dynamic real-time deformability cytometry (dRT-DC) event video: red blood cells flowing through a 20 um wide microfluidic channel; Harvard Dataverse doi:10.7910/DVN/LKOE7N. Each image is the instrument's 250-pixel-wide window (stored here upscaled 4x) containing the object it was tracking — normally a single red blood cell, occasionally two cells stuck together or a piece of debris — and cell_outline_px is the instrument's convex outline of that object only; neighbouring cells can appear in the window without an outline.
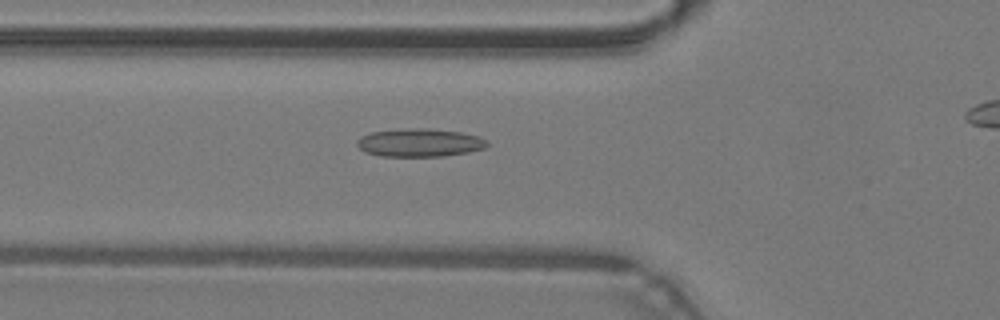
{"species": "common noctule bat (a hibernating species)", "species_latin": "Nyctalus noctula", "temperature_condition": "warm", "stored_images_in_passage": 39, "camera_frame_rate_fps": 3000, "um_per_image_px": 0.085, "animal": {"sex": "male", "body_mass_g": 19.2, "forearm_length_mm": 51.8}, "frame": {"image": 1, "passage_image": 14, "time_ms": 4.333, "image_size_px": [1000, 320], "cell_outline_px": [[488, 144], [484, 148], [468, 152], [444, 156], [380, 156], [364, 152], [356, 144], [356, 140], [360, 136], [372, 132], [404, 128], [424, 128], [460, 132], [480, 136]], "centroid_in_image_um": [35.62, 12.12], "position_along_channel_um": 90.2, "area_um2": 21.33}}
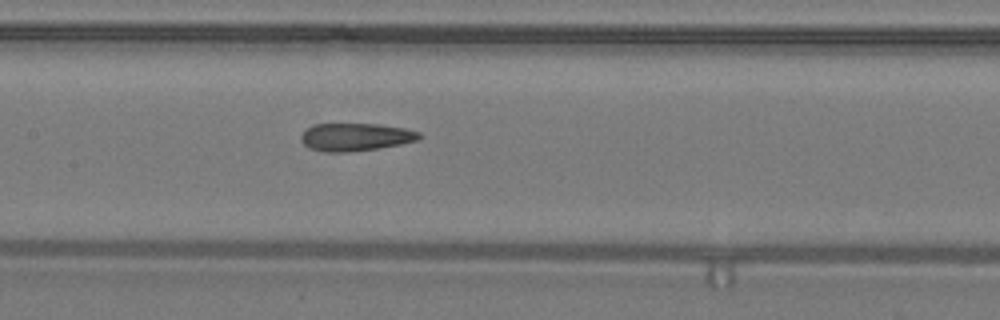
{"frame": {"image": 2, "passage_image": 20, "time_ms": 6.333, "image_size_px": [1000, 320], "cell_outline_px": [[420, 140], [380, 148], [344, 152], [324, 152], [312, 148], [304, 144], [300, 136], [308, 128], [316, 124], [380, 124], [404, 128], [420, 132]], "centroid_in_image_um": [30.26, 11.64], "position_along_channel_um": 177.1, "area_um2": 18.96}}
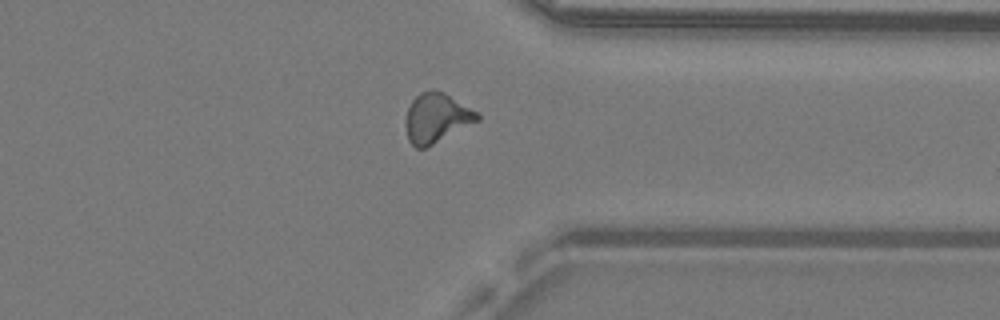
{"frame": {"image": 3, "passage_image": 34, "time_ms": 11.0, "image_size_px": [1000, 320], "cell_outline_px": [[480, 120], [424, 148], [416, 148], [408, 140], [404, 124], [408, 108], [412, 100], [420, 92], [432, 88], [444, 92], [480, 112]], "centroid_in_image_um": [37.11, 9.99], "position_along_channel_um": 374.3, "area_um2": 20.87}, "authors_computed_cell_mechanics": {"area_um2": 19.7098, "velocity_mm_per_s": 4.3026, "shape_relaxation_time_tau1_ms": null, "shape_relaxation_time_tau2_ms": 2.2455, "deformation_change_tau1": null, "deformation_change_tau2": 0.1184}}